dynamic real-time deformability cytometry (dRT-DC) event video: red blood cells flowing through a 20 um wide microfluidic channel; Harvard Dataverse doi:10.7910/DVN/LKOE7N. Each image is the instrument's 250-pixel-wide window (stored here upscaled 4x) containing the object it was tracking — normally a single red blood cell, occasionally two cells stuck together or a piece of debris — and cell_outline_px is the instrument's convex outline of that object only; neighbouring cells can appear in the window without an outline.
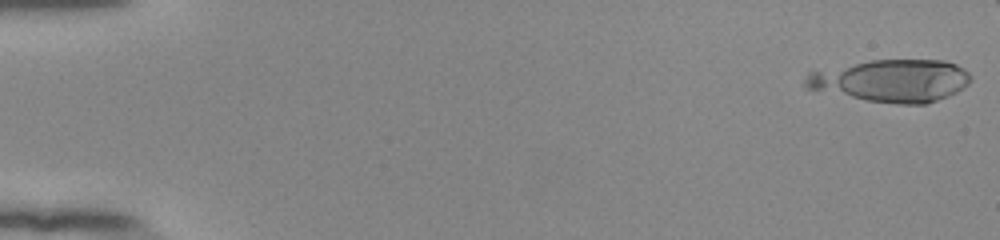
{"species": "human", "species_latin": "Homo sapiens", "temperature_condition": "room temperature", "stored_images_in_passage": 17, "camera_frame_rate_fps": 3000, "um_per_image_px": 0.085, "donor": {"sex": "female"}, "frame": {"image": 1, "passage_image": 1, "time_ms": 0.0, "image_size_px": [1000, 240], "cell_outline_px": [[972, 80], [964, 88], [948, 96], [928, 104], [896, 104], [868, 100], [804, 88], [804, 80], [808, 72], [872, 60], [944, 60], [956, 64], [964, 68], [972, 76]], "centroid_in_image_um": [75.82, 6.86], "position_along_channel_um": 9.2, "area_um2": 40.81}}
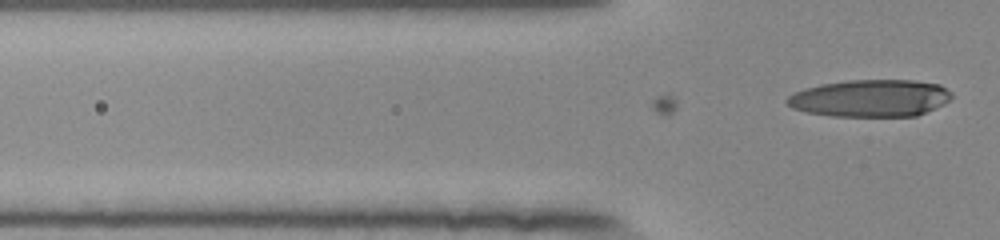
{"frame": {"image": 2, "passage_image": 17, "time_ms": 5.333, "image_size_px": [1000, 240], "cell_outline_px": [[952, 96], [944, 104], [936, 108], [916, 116], [832, 116], [804, 112], [792, 108], [784, 100], [788, 96], [804, 88], [820, 84], [848, 80], [916, 80], [940, 84], [952, 92]], "centroid_in_image_um": [73.98, 8.34], "position_along_channel_um": 51.8, "area_um2": 35.95}}